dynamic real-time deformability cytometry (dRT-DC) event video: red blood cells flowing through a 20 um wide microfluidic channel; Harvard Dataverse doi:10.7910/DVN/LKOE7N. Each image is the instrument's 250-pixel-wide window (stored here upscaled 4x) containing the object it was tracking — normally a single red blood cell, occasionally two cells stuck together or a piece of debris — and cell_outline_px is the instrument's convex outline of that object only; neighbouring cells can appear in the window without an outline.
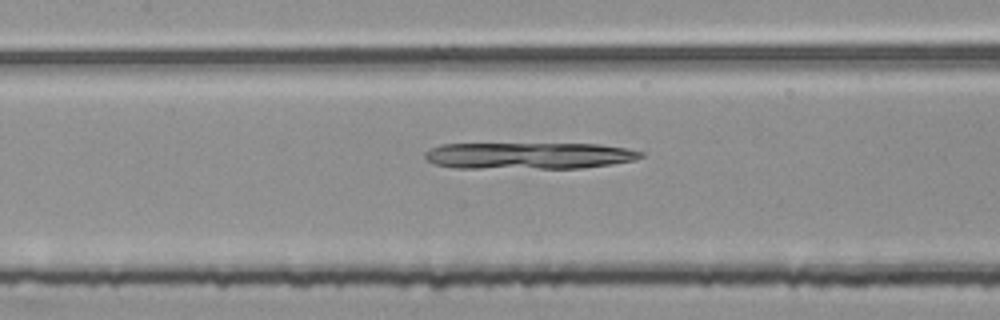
{"species": "common noctule bat (a hibernating species)", "species_latin": "Nyctalus noctula", "temperature_condition": "room temperature", "stored_images_in_passage": 53, "camera_frame_rate_fps": 3000, "um_per_image_px": 0.085, "animal": {"sex": "female", "body_mass_g": 25.1}, "frame": {"image": 1, "passage_image": 24, "time_ms": 7.667, "image_size_px": [1000, 320], "cell_outline_px": [[644, 156], [636, 160], [612, 164], [580, 168], [456, 168], [436, 164], [428, 160], [424, 156], [424, 152], [440, 144], [600, 144], [628, 148], [644, 152]], "centroid_in_image_um": [45.01, 13.23], "position_along_channel_um": 162.4, "area_um2": 33.58}}
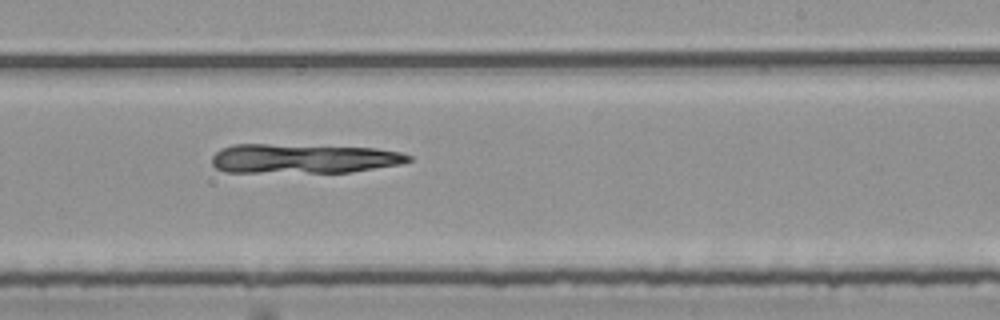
{"frame": {"image": 2, "passage_image": 32, "time_ms": 10.333, "image_size_px": [1000, 320], "cell_outline_px": [[412, 160], [400, 164], [348, 172], [224, 172], [216, 168], [212, 164], [212, 156], [220, 148], [232, 144], [268, 144], [376, 148], [400, 152], [412, 156]], "centroid_in_image_um": [25.75, 13.47], "position_along_channel_um": 263.3, "area_um2": 33.7}}
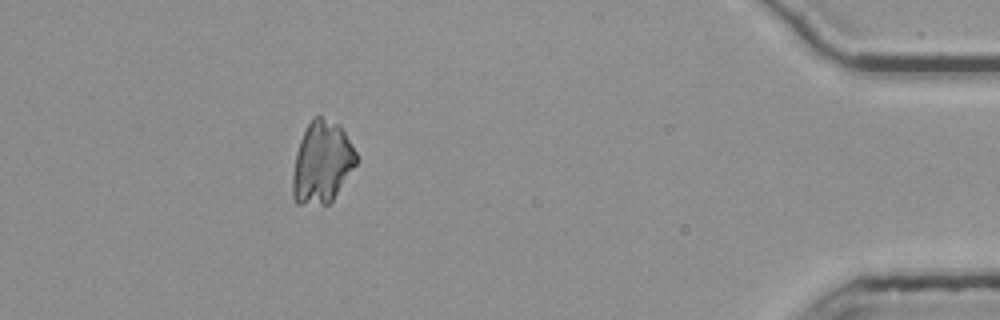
{"frame": {"image": 3, "passage_image": 48, "time_ms": 15.667, "image_size_px": [1000, 320], "cell_outline_px": [[356, 164], [332, 200], [328, 204], [296, 204], [292, 196], [292, 172], [296, 152], [300, 140], [312, 116], [320, 116], [340, 124], [356, 152]], "centroid_in_image_um": [27.34, 13.8], "position_along_channel_um": 407.9, "area_um2": 30.35}}